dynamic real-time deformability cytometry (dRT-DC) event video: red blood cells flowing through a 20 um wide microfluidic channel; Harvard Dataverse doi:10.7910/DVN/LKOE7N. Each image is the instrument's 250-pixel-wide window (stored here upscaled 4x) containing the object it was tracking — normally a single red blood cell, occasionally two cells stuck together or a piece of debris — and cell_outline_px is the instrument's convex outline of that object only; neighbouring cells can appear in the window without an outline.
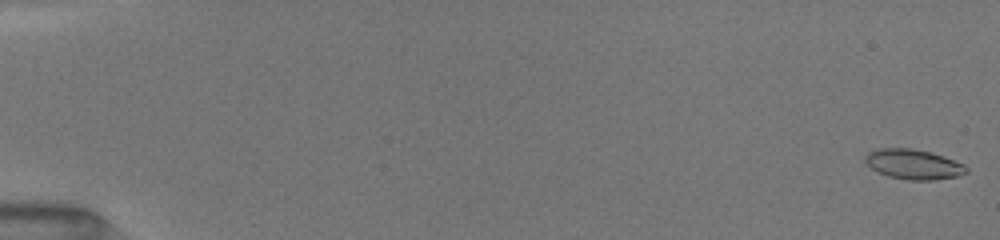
{"species": "common noctule bat (a hibernating species)", "species_latin": "Nyctalus noctula", "temperature_condition": "room temperature", "stored_images_in_passage": 9, "camera_frame_rate_fps": 3000, "um_per_image_px": 0.085, "animal": {"sex": "female", "body_mass_g": 19.5, "forearm_length_mm": 54.1}, "frame": {"image": 1, "passage_image": 1, "time_ms": 0.0, "image_size_px": [1000, 240], "cell_outline_px": [[968, 172], [956, 176], [932, 180], [908, 180], [888, 176], [876, 172], [864, 160], [864, 156], [868, 152], [880, 148], [912, 148], [944, 156], [964, 164], [968, 168]], "centroid_in_image_um": [77.63, 13.96], "position_along_channel_um": 7.4, "area_um2": 17.63}}
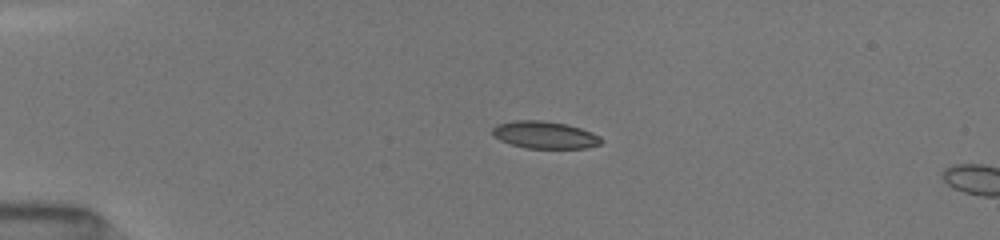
{"frame": {"image": 2, "passage_image": 7, "time_ms": 4.0, "image_size_px": [1000, 240], "cell_outline_px": [[604, 140], [600, 144], [584, 148], [528, 148], [512, 144], [500, 140], [492, 136], [492, 128], [496, 124], [516, 120], [544, 120], [564, 124], [580, 128], [600, 136]], "centroid_in_image_um": [46.28, 11.46], "position_along_channel_um": 38.7, "area_um2": 17.22}}